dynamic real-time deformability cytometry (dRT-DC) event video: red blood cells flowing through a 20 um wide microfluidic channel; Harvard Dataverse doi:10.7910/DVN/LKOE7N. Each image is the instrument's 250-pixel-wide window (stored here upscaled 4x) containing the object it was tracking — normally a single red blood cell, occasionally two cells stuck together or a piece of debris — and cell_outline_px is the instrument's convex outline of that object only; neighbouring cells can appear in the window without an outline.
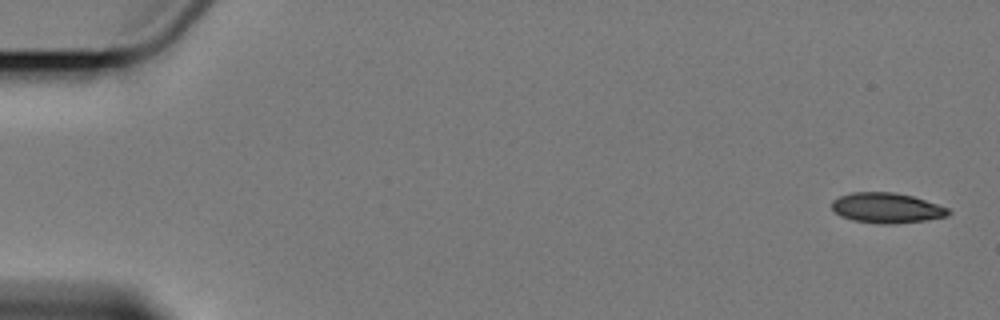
{"species": "Egyptian fruit bat (a non-hibernating species)", "species_latin": "Rousettus aegyptiacus", "temperature_condition": "cold", "stored_images_in_passage": 6, "camera_frame_rate_fps": 3000, "um_per_image_px": 0.085, "animal": {"sex": "female"}, "frame": {"image": 1, "passage_image": 1, "time_ms": 0.0, "image_size_px": [1000, 320], "cell_outline_px": [[952, 212], [948, 216], [924, 220], [896, 224], [880, 224], [852, 220], [840, 216], [832, 208], [832, 200], [840, 196], [852, 192], [896, 192], [912, 196], [948, 208]], "centroid_in_image_um": [75.36, 17.68], "position_along_channel_um": 9.6, "area_um2": 20.52}}